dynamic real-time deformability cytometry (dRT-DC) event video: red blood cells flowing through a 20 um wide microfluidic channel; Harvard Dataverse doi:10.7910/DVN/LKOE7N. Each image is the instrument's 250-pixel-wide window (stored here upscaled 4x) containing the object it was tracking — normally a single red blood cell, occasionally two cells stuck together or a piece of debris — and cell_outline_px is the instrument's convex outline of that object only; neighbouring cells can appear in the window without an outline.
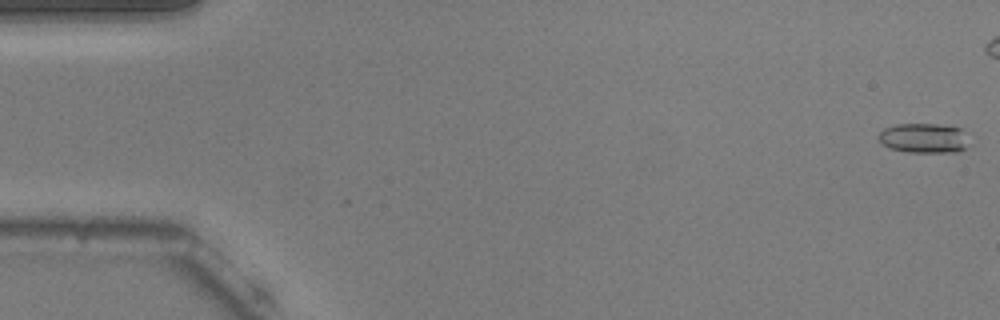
{"species": "common noctule bat (a hibernating species)", "species_latin": "Nyctalus noctula", "temperature_condition": "warm", "stored_images_in_passage": 55, "camera_frame_rate_fps": 3000, "um_per_image_px": 0.085, "animal": {"sex": "male", "body_mass_g": 20.5, "forearm_length_mm": 52.5}, "frame": {"image": 1, "passage_image": 1, "time_ms": 0.0, "image_size_px": [1000, 320], "cell_outline_px": [[964, 148], [960, 152], [908, 152], [892, 148], [884, 144], [876, 136], [884, 128], [896, 124], [936, 124], [960, 128], [964, 144]], "centroid_in_image_um": [78.43, 11.73], "position_along_channel_um": 6.6, "area_um2": 15.14}}
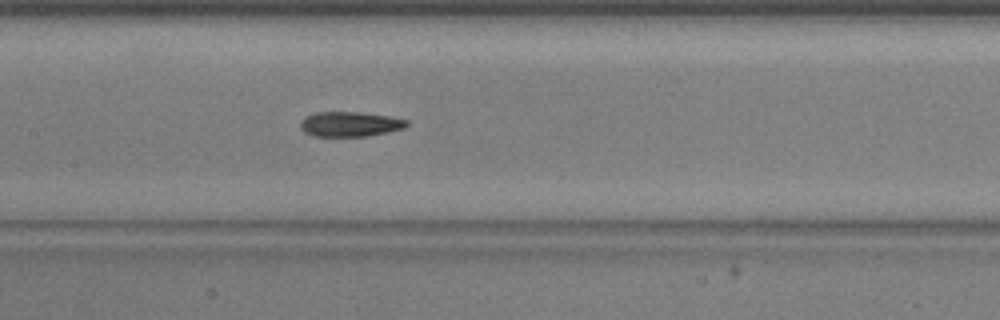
{"frame": {"image": 2, "passage_image": 26, "time_ms": 8.333, "image_size_px": [1000, 320], "cell_outline_px": [[408, 124], [404, 128], [388, 132], [368, 136], [312, 136], [304, 132], [300, 128], [300, 120], [304, 116], [316, 112], [360, 112], [392, 116], [408, 120]], "centroid_in_image_um": [29.73, 10.54], "position_along_channel_um": 177.7, "area_um2": 15.66}}
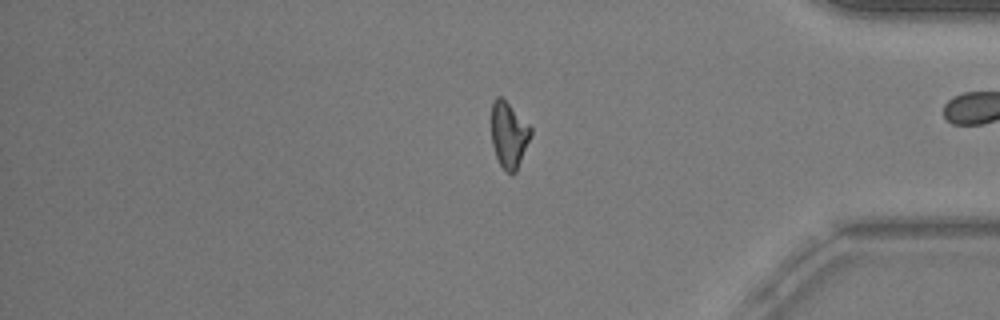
{"frame": {"image": 3, "passage_image": 45, "time_ms": 14.667, "image_size_px": [1000, 320], "cell_outline_px": [[532, 136], [516, 172], [512, 176], [500, 164], [496, 156], [492, 144], [492, 100], [496, 96], [500, 96], [532, 128]], "centroid_in_image_um": [43.26, 11.49], "position_along_channel_um": 391.9, "area_um2": 15.03}, "authors_computed_cell_mechanics": {"area_um2": 15.6638, "velocity_mm_per_s": 3.7769, "shape_relaxation_time_tau1_ms": 10.0529, "shape_relaxation_time_tau2_ms": 3.6902, "deformation_change_tau1": 0.2168, "deformation_change_tau2": 0.1124}}